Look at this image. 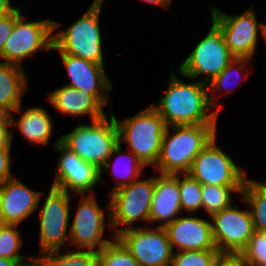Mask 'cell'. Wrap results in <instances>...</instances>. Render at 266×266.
Wrapping results in <instances>:
<instances>
[{"mask_svg": "<svg viewBox=\"0 0 266 266\" xmlns=\"http://www.w3.org/2000/svg\"><path fill=\"white\" fill-rule=\"evenodd\" d=\"M168 80V89L165 95L159 99L157 105L152 104L164 119L167 127L174 125L217 124L219 111L223 104H219L215 100L216 97L208 95L206 83L201 80L185 83L172 71ZM216 105H218L217 109H215ZM208 109L212 111L209 112Z\"/></svg>", "mask_w": 266, "mask_h": 266, "instance_id": "6da1fadb", "label": "cell"}, {"mask_svg": "<svg viewBox=\"0 0 266 266\" xmlns=\"http://www.w3.org/2000/svg\"><path fill=\"white\" fill-rule=\"evenodd\" d=\"M216 133L217 124L168 126L154 170L160 174L188 173L195 157Z\"/></svg>", "mask_w": 266, "mask_h": 266, "instance_id": "7a4b0ae2", "label": "cell"}, {"mask_svg": "<svg viewBox=\"0 0 266 266\" xmlns=\"http://www.w3.org/2000/svg\"><path fill=\"white\" fill-rule=\"evenodd\" d=\"M119 143H127L138 159L145 165L155 167L167 125L158 111L151 105L131 118L119 121Z\"/></svg>", "mask_w": 266, "mask_h": 266, "instance_id": "3957f363", "label": "cell"}, {"mask_svg": "<svg viewBox=\"0 0 266 266\" xmlns=\"http://www.w3.org/2000/svg\"><path fill=\"white\" fill-rule=\"evenodd\" d=\"M104 0H94L67 30L52 35L53 50L104 65L99 19Z\"/></svg>", "mask_w": 266, "mask_h": 266, "instance_id": "277c9868", "label": "cell"}, {"mask_svg": "<svg viewBox=\"0 0 266 266\" xmlns=\"http://www.w3.org/2000/svg\"><path fill=\"white\" fill-rule=\"evenodd\" d=\"M109 118L108 120L104 116L91 124L80 123L70 133L62 135L60 142L81 159L101 170L113 148L119 143L118 128L112 110Z\"/></svg>", "mask_w": 266, "mask_h": 266, "instance_id": "5b68a950", "label": "cell"}, {"mask_svg": "<svg viewBox=\"0 0 266 266\" xmlns=\"http://www.w3.org/2000/svg\"><path fill=\"white\" fill-rule=\"evenodd\" d=\"M155 189V176L137 179L131 184L110 192L108 203V225L114 236L130 228L136 221H145L149 225L151 201ZM125 226L120 228L119 226ZM127 226V227H126Z\"/></svg>", "mask_w": 266, "mask_h": 266, "instance_id": "8992f818", "label": "cell"}, {"mask_svg": "<svg viewBox=\"0 0 266 266\" xmlns=\"http://www.w3.org/2000/svg\"><path fill=\"white\" fill-rule=\"evenodd\" d=\"M207 35L192 49V52L179 66L182 76L190 80L197 79L200 75H207L201 79L209 83L220 74L235 58L226 46L221 27L213 20Z\"/></svg>", "mask_w": 266, "mask_h": 266, "instance_id": "52a82bcc", "label": "cell"}, {"mask_svg": "<svg viewBox=\"0 0 266 266\" xmlns=\"http://www.w3.org/2000/svg\"><path fill=\"white\" fill-rule=\"evenodd\" d=\"M22 14L15 20L12 34L4 43L2 62L23 67L22 60L37 51L52 49V34L60 26L52 20L25 22Z\"/></svg>", "mask_w": 266, "mask_h": 266, "instance_id": "ba28073f", "label": "cell"}, {"mask_svg": "<svg viewBox=\"0 0 266 266\" xmlns=\"http://www.w3.org/2000/svg\"><path fill=\"white\" fill-rule=\"evenodd\" d=\"M216 136L199 152L188 174L202 185L243 186L247 175L216 145Z\"/></svg>", "mask_w": 266, "mask_h": 266, "instance_id": "9c48e42d", "label": "cell"}, {"mask_svg": "<svg viewBox=\"0 0 266 266\" xmlns=\"http://www.w3.org/2000/svg\"><path fill=\"white\" fill-rule=\"evenodd\" d=\"M115 238L140 266H171L174 250L164 227H135L123 230Z\"/></svg>", "mask_w": 266, "mask_h": 266, "instance_id": "30bf717a", "label": "cell"}, {"mask_svg": "<svg viewBox=\"0 0 266 266\" xmlns=\"http://www.w3.org/2000/svg\"><path fill=\"white\" fill-rule=\"evenodd\" d=\"M66 191L51 186L40 211V252L61 250L69 239L70 197Z\"/></svg>", "mask_w": 266, "mask_h": 266, "instance_id": "8fae6325", "label": "cell"}, {"mask_svg": "<svg viewBox=\"0 0 266 266\" xmlns=\"http://www.w3.org/2000/svg\"><path fill=\"white\" fill-rule=\"evenodd\" d=\"M211 9V19L221 27L231 54L235 58L252 59L256 51L258 31L260 30L263 35L264 28V23L258 24L254 8L250 6L243 14L235 16L222 12L218 7Z\"/></svg>", "mask_w": 266, "mask_h": 266, "instance_id": "7c38bea8", "label": "cell"}, {"mask_svg": "<svg viewBox=\"0 0 266 266\" xmlns=\"http://www.w3.org/2000/svg\"><path fill=\"white\" fill-rule=\"evenodd\" d=\"M53 143L55 152H61V154L52 186L67 193L81 194V196L87 192L94 194L91 190L101 181L100 170L65 147L60 139Z\"/></svg>", "mask_w": 266, "mask_h": 266, "instance_id": "4fadbf2b", "label": "cell"}, {"mask_svg": "<svg viewBox=\"0 0 266 266\" xmlns=\"http://www.w3.org/2000/svg\"><path fill=\"white\" fill-rule=\"evenodd\" d=\"M95 194L82 196L73 223L69 227V241L79 249L83 248L98 253L112 242L115 236L113 235L111 240L103 239L105 211L97 203ZM96 247H98L97 250H95Z\"/></svg>", "mask_w": 266, "mask_h": 266, "instance_id": "5bb4252c", "label": "cell"}, {"mask_svg": "<svg viewBox=\"0 0 266 266\" xmlns=\"http://www.w3.org/2000/svg\"><path fill=\"white\" fill-rule=\"evenodd\" d=\"M210 219L218 251L242 252L255 231L250 210H239L236 205L221 210Z\"/></svg>", "mask_w": 266, "mask_h": 266, "instance_id": "9a60e30c", "label": "cell"}, {"mask_svg": "<svg viewBox=\"0 0 266 266\" xmlns=\"http://www.w3.org/2000/svg\"><path fill=\"white\" fill-rule=\"evenodd\" d=\"M60 57L71 80L67 86L93 95L103 106L109 103L108 93L112 90V83L104 65L64 53H60Z\"/></svg>", "mask_w": 266, "mask_h": 266, "instance_id": "2e32d148", "label": "cell"}, {"mask_svg": "<svg viewBox=\"0 0 266 266\" xmlns=\"http://www.w3.org/2000/svg\"><path fill=\"white\" fill-rule=\"evenodd\" d=\"M42 195L14 176L0 183V224L19 225L39 207Z\"/></svg>", "mask_w": 266, "mask_h": 266, "instance_id": "e0dca14e", "label": "cell"}, {"mask_svg": "<svg viewBox=\"0 0 266 266\" xmlns=\"http://www.w3.org/2000/svg\"><path fill=\"white\" fill-rule=\"evenodd\" d=\"M172 249L178 251L217 250L211 221L195 216H179L164 227Z\"/></svg>", "mask_w": 266, "mask_h": 266, "instance_id": "ac0fdd59", "label": "cell"}, {"mask_svg": "<svg viewBox=\"0 0 266 266\" xmlns=\"http://www.w3.org/2000/svg\"><path fill=\"white\" fill-rule=\"evenodd\" d=\"M178 174H158L151 201L149 223L161 222L165 227L181 214Z\"/></svg>", "mask_w": 266, "mask_h": 266, "instance_id": "d6986e66", "label": "cell"}, {"mask_svg": "<svg viewBox=\"0 0 266 266\" xmlns=\"http://www.w3.org/2000/svg\"><path fill=\"white\" fill-rule=\"evenodd\" d=\"M48 101L55 109L70 116L90 115L91 122L103 118V105L91 94L70 86H63L48 94Z\"/></svg>", "mask_w": 266, "mask_h": 266, "instance_id": "ffe728a7", "label": "cell"}, {"mask_svg": "<svg viewBox=\"0 0 266 266\" xmlns=\"http://www.w3.org/2000/svg\"><path fill=\"white\" fill-rule=\"evenodd\" d=\"M22 104L14 112L21 113L19 121L11 115V126L17 127L31 143L47 145L52 135L53 123L49 113L42 107L28 108L22 113Z\"/></svg>", "mask_w": 266, "mask_h": 266, "instance_id": "44dd1931", "label": "cell"}, {"mask_svg": "<svg viewBox=\"0 0 266 266\" xmlns=\"http://www.w3.org/2000/svg\"><path fill=\"white\" fill-rule=\"evenodd\" d=\"M27 74L23 67L0 61V106L11 113L22 104L28 89Z\"/></svg>", "mask_w": 266, "mask_h": 266, "instance_id": "7402d4cb", "label": "cell"}, {"mask_svg": "<svg viewBox=\"0 0 266 266\" xmlns=\"http://www.w3.org/2000/svg\"><path fill=\"white\" fill-rule=\"evenodd\" d=\"M117 156L114 159V163H109L108 161L100 170V176H102L103 169L108 171V169H113L114 178L117 180L111 192L127 186L137 180L139 177L141 179V173L143 172V168L146 167L138 157L130 150H128V154L123 153L121 143H118L112 150L111 156L109 159H112V156ZM127 162V163H126Z\"/></svg>", "mask_w": 266, "mask_h": 266, "instance_id": "603a6c76", "label": "cell"}, {"mask_svg": "<svg viewBox=\"0 0 266 266\" xmlns=\"http://www.w3.org/2000/svg\"><path fill=\"white\" fill-rule=\"evenodd\" d=\"M241 200L249 205L254 229L266 233V183L245 179Z\"/></svg>", "mask_w": 266, "mask_h": 266, "instance_id": "cb8c5ba5", "label": "cell"}, {"mask_svg": "<svg viewBox=\"0 0 266 266\" xmlns=\"http://www.w3.org/2000/svg\"><path fill=\"white\" fill-rule=\"evenodd\" d=\"M243 186L202 185V207L212 217L233 204L235 193L241 194Z\"/></svg>", "mask_w": 266, "mask_h": 266, "instance_id": "d4e9b609", "label": "cell"}, {"mask_svg": "<svg viewBox=\"0 0 266 266\" xmlns=\"http://www.w3.org/2000/svg\"><path fill=\"white\" fill-rule=\"evenodd\" d=\"M41 255L38 256L41 266H98V253L90 250L78 248L64 254L56 250Z\"/></svg>", "mask_w": 266, "mask_h": 266, "instance_id": "484cf974", "label": "cell"}, {"mask_svg": "<svg viewBox=\"0 0 266 266\" xmlns=\"http://www.w3.org/2000/svg\"><path fill=\"white\" fill-rule=\"evenodd\" d=\"M247 60H249V59L248 58H234L231 61V63L220 74H218L209 83H207L208 92L211 93L208 95L213 96L217 90L218 91H220V90L226 91L227 90L224 94H222V96H225V97L228 93L230 94V92H232L231 90H233V88L235 89V87H231L234 85L233 83L235 82V84H236L237 81L240 82L239 80L244 79V77L242 78L239 76H241V71H247L248 70V68H247L248 66L245 65L246 62H248ZM245 68H247V69L244 70ZM239 78H242V79H239Z\"/></svg>", "mask_w": 266, "mask_h": 266, "instance_id": "4316f807", "label": "cell"}, {"mask_svg": "<svg viewBox=\"0 0 266 266\" xmlns=\"http://www.w3.org/2000/svg\"><path fill=\"white\" fill-rule=\"evenodd\" d=\"M183 176V179L181 177ZM181 211L196 212L202 208V184L188 173L178 174Z\"/></svg>", "mask_w": 266, "mask_h": 266, "instance_id": "83f0119b", "label": "cell"}, {"mask_svg": "<svg viewBox=\"0 0 266 266\" xmlns=\"http://www.w3.org/2000/svg\"><path fill=\"white\" fill-rule=\"evenodd\" d=\"M18 225L0 224V258L23 262L25 256L19 252L23 242L20 231L15 229Z\"/></svg>", "mask_w": 266, "mask_h": 266, "instance_id": "f1b7e54d", "label": "cell"}, {"mask_svg": "<svg viewBox=\"0 0 266 266\" xmlns=\"http://www.w3.org/2000/svg\"><path fill=\"white\" fill-rule=\"evenodd\" d=\"M98 266H140L138 261L115 238L98 252Z\"/></svg>", "mask_w": 266, "mask_h": 266, "instance_id": "f546056e", "label": "cell"}, {"mask_svg": "<svg viewBox=\"0 0 266 266\" xmlns=\"http://www.w3.org/2000/svg\"><path fill=\"white\" fill-rule=\"evenodd\" d=\"M218 250L177 251L171 266H214Z\"/></svg>", "mask_w": 266, "mask_h": 266, "instance_id": "4dcf8cb0", "label": "cell"}, {"mask_svg": "<svg viewBox=\"0 0 266 266\" xmlns=\"http://www.w3.org/2000/svg\"><path fill=\"white\" fill-rule=\"evenodd\" d=\"M242 253L249 266H266V233L255 230Z\"/></svg>", "mask_w": 266, "mask_h": 266, "instance_id": "1f68e13d", "label": "cell"}, {"mask_svg": "<svg viewBox=\"0 0 266 266\" xmlns=\"http://www.w3.org/2000/svg\"><path fill=\"white\" fill-rule=\"evenodd\" d=\"M21 15V9L16 7L12 12L0 17V58H2V51L4 43L12 34L15 20Z\"/></svg>", "mask_w": 266, "mask_h": 266, "instance_id": "d6a6232c", "label": "cell"}, {"mask_svg": "<svg viewBox=\"0 0 266 266\" xmlns=\"http://www.w3.org/2000/svg\"><path fill=\"white\" fill-rule=\"evenodd\" d=\"M214 266H249L242 252L219 251Z\"/></svg>", "mask_w": 266, "mask_h": 266, "instance_id": "836d02e7", "label": "cell"}, {"mask_svg": "<svg viewBox=\"0 0 266 266\" xmlns=\"http://www.w3.org/2000/svg\"><path fill=\"white\" fill-rule=\"evenodd\" d=\"M11 148H0V183L13 177L11 169Z\"/></svg>", "mask_w": 266, "mask_h": 266, "instance_id": "e575fe53", "label": "cell"}, {"mask_svg": "<svg viewBox=\"0 0 266 266\" xmlns=\"http://www.w3.org/2000/svg\"><path fill=\"white\" fill-rule=\"evenodd\" d=\"M9 127L12 126H0V148H11L13 133Z\"/></svg>", "mask_w": 266, "mask_h": 266, "instance_id": "d590c367", "label": "cell"}, {"mask_svg": "<svg viewBox=\"0 0 266 266\" xmlns=\"http://www.w3.org/2000/svg\"><path fill=\"white\" fill-rule=\"evenodd\" d=\"M12 114L9 110L0 106V126H11Z\"/></svg>", "mask_w": 266, "mask_h": 266, "instance_id": "8d00e7d4", "label": "cell"}, {"mask_svg": "<svg viewBox=\"0 0 266 266\" xmlns=\"http://www.w3.org/2000/svg\"><path fill=\"white\" fill-rule=\"evenodd\" d=\"M15 8L11 5V0H0V17L12 12Z\"/></svg>", "mask_w": 266, "mask_h": 266, "instance_id": "74e56055", "label": "cell"}, {"mask_svg": "<svg viewBox=\"0 0 266 266\" xmlns=\"http://www.w3.org/2000/svg\"><path fill=\"white\" fill-rule=\"evenodd\" d=\"M30 261L28 262H20V263H17L16 266H41V263H40V259L39 257L37 256H31V258H29Z\"/></svg>", "mask_w": 266, "mask_h": 266, "instance_id": "f35d334b", "label": "cell"}, {"mask_svg": "<svg viewBox=\"0 0 266 266\" xmlns=\"http://www.w3.org/2000/svg\"><path fill=\"white\" fill-rule=\"evenodd\" d=\"M142 2H148L151 3L152 5H158L164 9H167L172 2V0H141Z\"/></svg>", "mask_w": 266, "mask_h": 266, "instance_id": "ab89813d", "label": "cell"}, {"mask_svg": "<svg viewBox=\"0 0 266 266\" xmlns=\"http://www.w3.org/2000/svg\"><path fill=\"white\" fill-rule=\"evenodd\" d=\"M17 263L16 260L0 258V266H16Z\"/></svg>", "mask_w": 266, "mask_h": 266, "instance_id": "60d3db41", "label": "cell"}, {"mask_svg": "<svg viewBox=\"0 0 266 266\" xmlns=\"http://www.w3.org/2000/svg\"><path fill=\"white\" fill-rule=\"evenodd\" d=\"M264 28H263V35H266V23L263 24Z\"/></svg>", "mask_w": 266, "mask_h": 266, "instance_id": "b9f144b4", "label": "cell"}]
</instances>
